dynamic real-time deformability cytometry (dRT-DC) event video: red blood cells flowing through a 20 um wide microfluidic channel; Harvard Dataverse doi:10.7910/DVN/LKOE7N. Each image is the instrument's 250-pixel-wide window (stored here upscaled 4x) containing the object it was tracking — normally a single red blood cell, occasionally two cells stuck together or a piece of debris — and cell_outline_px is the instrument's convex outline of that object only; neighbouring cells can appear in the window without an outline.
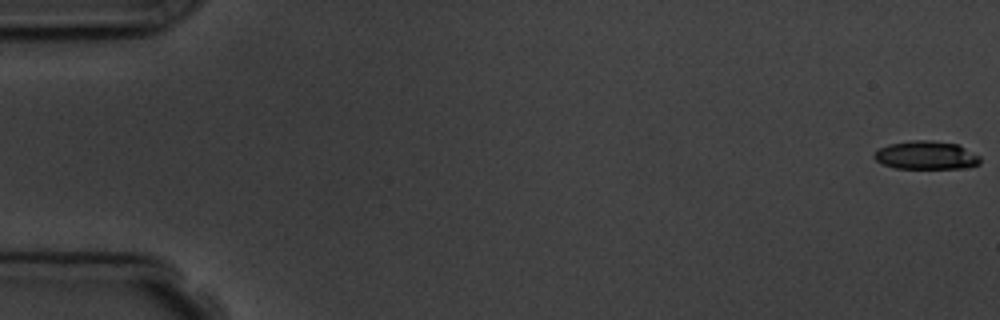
{"species": "common noctule bat (a hibernating species)", "species_latin": "Nyctalus noctula", "temperature_condition": "room temperature", "stored_images_in_passage": 6, "camera_frame_rate_fps": 3000, "um_per_image_px": 0.085, "animal": {"sex": "male", "body_mass_g": 19.5, "forearm_length_mm": 54.6}, "frame": {"image": 1, "passage_image": 1, "time_ms": 0.0, "image_size_px": [1000, 320], "cell_outline_px": [[980, 164], [964, 168], [896, 168], [884, 164], [876, 160], [872, 156], [880, 148], [888, 144], [912, 140], [932, 140], [956, 144], [980, 156]], "centroid_in_image_um": [78.72, 13.19], "position_along_channel_um": 6.3, "area_um2": 17.34}}
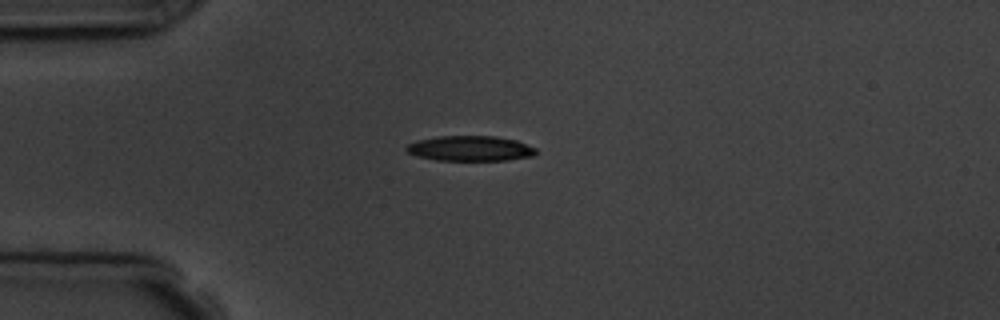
{"frame": {"image": 2, "passage_image": 5, "time_ms": 4.667, "image_size_px": [1000, 320], "cell_outline_px": [[536, 152], [532, 156], [508, 160], [436, 160], [420, 156], [408, 152], [404, 148], [408, 144], [416, 140], [440, 136], [496, 136], [516, 140], [536, 148]], "centroid_in_image_um": [39.97, 12.61], "position_along_channel_um": 45.0, "area_um2": 18.9}}